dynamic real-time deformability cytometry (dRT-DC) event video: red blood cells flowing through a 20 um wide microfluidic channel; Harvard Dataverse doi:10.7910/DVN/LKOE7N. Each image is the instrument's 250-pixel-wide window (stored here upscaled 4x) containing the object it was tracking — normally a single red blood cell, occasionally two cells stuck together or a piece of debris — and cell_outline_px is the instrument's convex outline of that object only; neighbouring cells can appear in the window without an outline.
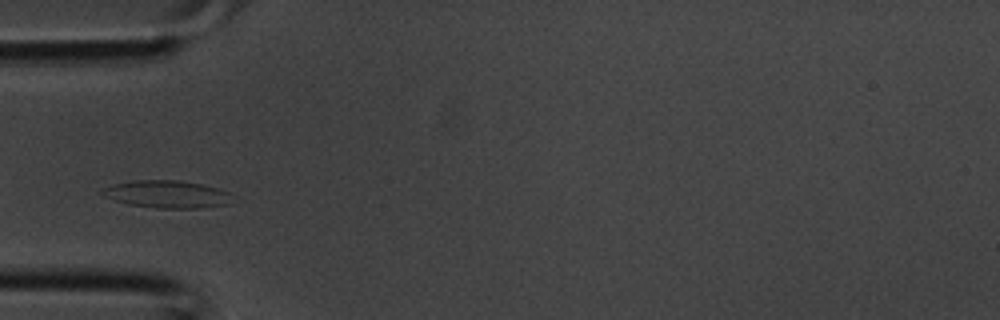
{"species": "common noctule bat (a hibernating species)", "species_latin": "Nyctalus noctula", "temperature_condition": "room temperature", "stored_images_in_passage": 20, "camera_frame_rate_fps": 3000, "um_per_image_px": 0.085, "animal": {"sex": "male", "body_mass_g": 20.1, "forearm_length_mm": 53.5}, "frame": {"image": 1, "passage_image": 6, "time_ms": 1.667, "image_size_px": [1000, 320], "cell_outline_px": [[232, 196], [228, 204], [200, 208], [156, 208], [128, 204], [104, 196], [100, 192], [100, 188], [112, 184], [136, 180], [176, 180], [204, 184], [228, 192]], "centroid_in_image_um": [14.16, 16.5], "position_along_channel_um": 70.8, "area_um2": 20.81}}
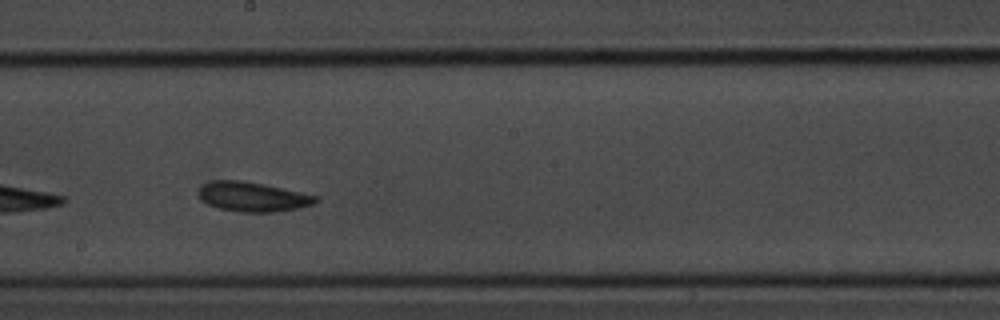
{"frame": {"image": 2, "passage_image": 15, "time_ms": 4.667, "image_size_px": [1000, 320], "cell_outline_px": [[320, 200], [312, 204], [296, 208], [276, 212], [240, 212], [220, 208], [208, 204], [200, 200], [200, 188], [208, 180], [240, 180], [264, 184], [320, 196]], "centroid_in_image_um": [21.5, 16.72], "position_along_channel_um": 226.7, "area_um2": 20.17}}